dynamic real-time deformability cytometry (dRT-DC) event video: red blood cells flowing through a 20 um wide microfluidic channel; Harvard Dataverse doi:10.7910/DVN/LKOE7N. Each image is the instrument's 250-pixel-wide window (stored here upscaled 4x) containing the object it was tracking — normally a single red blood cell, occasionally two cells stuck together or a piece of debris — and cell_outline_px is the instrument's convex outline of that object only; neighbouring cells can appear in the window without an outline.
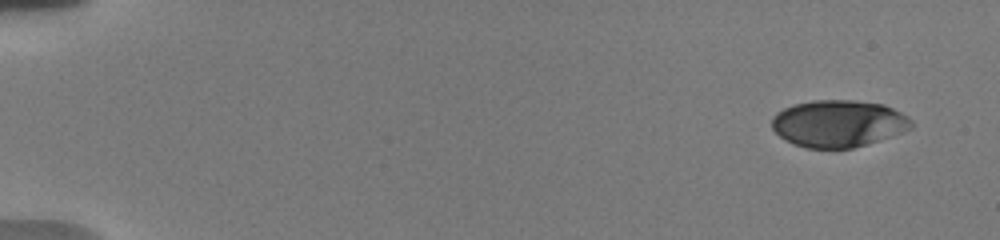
{"species": "human", "species_latin": "Homo sapiens", "temperature_condition": "warm", "stored_images_in_passage": 19, "camera_frame_rate_fps": 3000, "um_per_image_px": 0.085, "donor": {"sex": "male"}, "frame": {"image": 1, "passage_image": 1, "time_ms": 0.0, "image_size_px": [1000, 240], "cell_outline_px": [[912, 128], [904, 132], [868, 144], [852, 148], [808, 148], [792, 144], [784, 140], [772, 128], [772, 116], [776, 112], [784, 108], [796, 104], [812, 100], [852, 100], [884, 104], [908, 116], [912, 120]], "centroid_in_image_um": [71.27, 10.5], "position_along_channel_um": 13.7, "area_um2": 38.44}}
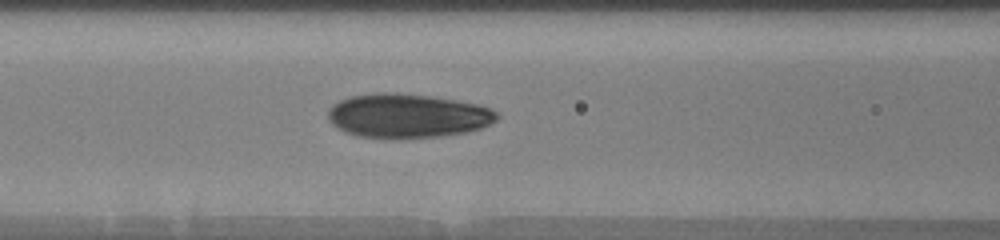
{"frame": {"image": 2, "passage_image": 14, "time_ms": 7.333, "image_size_px": [1000, 240], "cell_outline_px": [[500, 116], [496, 120], [480, 128], [468, 132], [440, 136], [356, 136], [344, 132], [332, 124], [328, 120], [328, 108], [332, 104], [340, 100], [352, 96], [376, 92], [396, 92], [432, 96], [480, 104], [492, 108]], "centroid_in_image_um": [34.64, 9.8], "position_along_channel_um": 132.0, "area_um2": 43.06}}
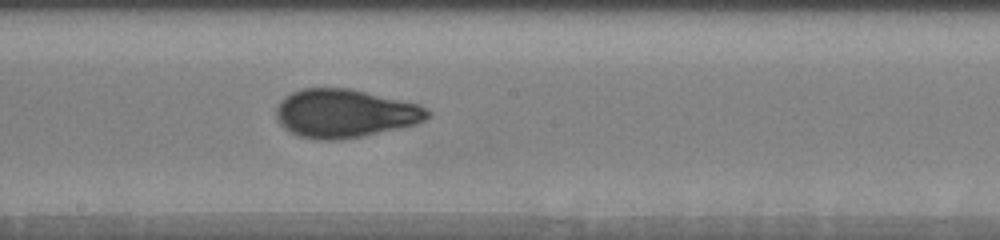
{"frame": {"image": 3, "passage_image": 19, "time_ms": 9.667, "image_size_px": [1000, 240], "cell_outline_px": [[432, 116], [416, 124], [400, 128], [340, 140], [316, 140], [300, 136], [288, 132], [276, 120], [276, 108], [280, 100], [284, 96], [292, 92], [304, 88], [348, 88], [420, 104], [428, 108], [432, 112]], "centroid_in_image_um": [29.31, 9.64], "position_along_channel_um": 218.9, "area_um2": 43.0}}